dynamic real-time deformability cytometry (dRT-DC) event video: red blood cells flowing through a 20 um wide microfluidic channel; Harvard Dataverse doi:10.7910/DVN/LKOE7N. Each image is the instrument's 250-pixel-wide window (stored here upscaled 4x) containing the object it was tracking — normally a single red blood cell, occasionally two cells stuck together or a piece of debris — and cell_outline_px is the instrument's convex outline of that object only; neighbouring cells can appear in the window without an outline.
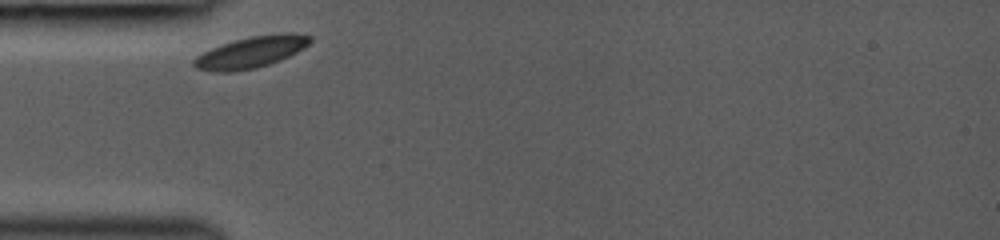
{"species": "common noctule bat (a hibernating species)", "species_latin": "Nyctalus noctula", "temperature_condition": "room temperature", "stored_images_in_passage": 2, "camera_frame_rate_fps": 3000, "um_per_image_px": 0.085, "animal": {"sex": "female", "body_mass_g": 19.0, "forearm_length_mm": 53.3}, "frame": {"image": 1, "passage_image": 1, "time_ms": 0.0, "image_size_px": [1000, 240], "cell_outline_px": [[312, 40], [308, 44], [296, 52], [280, 60], [256, 68], [232, 72], [212, 72], [196, 68], [192, 64], [192, 60], [196, 56], [212, 48], [248, 36], [280, 32], [292, 32], [312, 36]], "centroid_in_image_um": [21.34, 4.43], "position_along_channel_um": 63.7, "area_um2": 21.33}}